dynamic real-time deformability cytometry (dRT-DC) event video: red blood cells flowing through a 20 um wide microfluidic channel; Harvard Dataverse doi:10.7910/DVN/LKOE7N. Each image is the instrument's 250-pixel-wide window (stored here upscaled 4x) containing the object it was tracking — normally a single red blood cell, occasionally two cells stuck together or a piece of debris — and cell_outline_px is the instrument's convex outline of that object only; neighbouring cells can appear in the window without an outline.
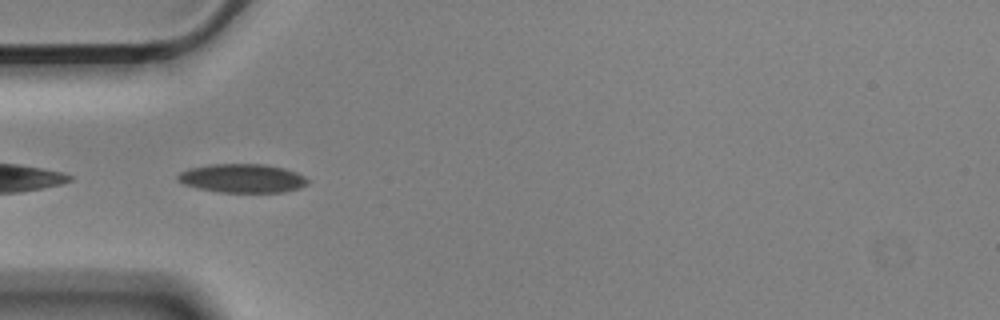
{"species": "Egyptian fruit bat (a non-hibernating species)", "species_latin": "Rousettus aegyptiacus", "temperature_condition": "cold", "stored_images_in_passage": 11, "camera_frame_rate_fps": 3000, "um_per_image_px": 0.085, "animal": {"sex": "male"}, "frame": {"image": 1, "passage_image": 2, "time_ms": 0.333, "image_size_px": [1000, 320], "cell_outline_px": [[308, 184], [300, 188], [284, 192], [220, 192], [200, 188], [184, 184], [176, 180], [176, 176], [180, 172], [188, 168], [212, 164], [264, 164], [284, 168], [296, 172], [304, 176], [308, 180]], "centroid_in_image_um": [20.6, 15.15], "position_along_channel_um": 64.4, "area_um2": 21.79}}
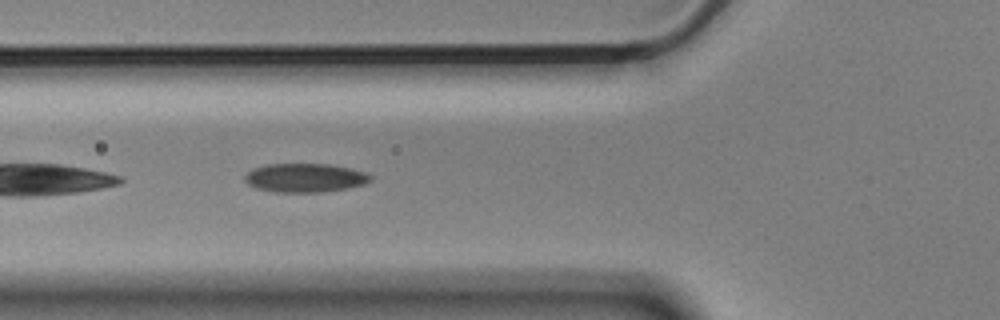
{"frame": {"image": 2, "passage_image": 5, "time_ms": 1.333, "image_size_px": [1000, 320], "cell_outline_px": [[372, 180], [364, 184], [348, 188], [320, 192], [276, 192], [256, 188], [248, 184], [244, 180], [244, 176], [252, 168], [268, 164], [328, 164], [352, 168], [364, 172], [372, 176]], "centroid_in_image_um": [25.92, 15.11], "position_along_channel_um": 99.9, "area_um2": 21.15}}
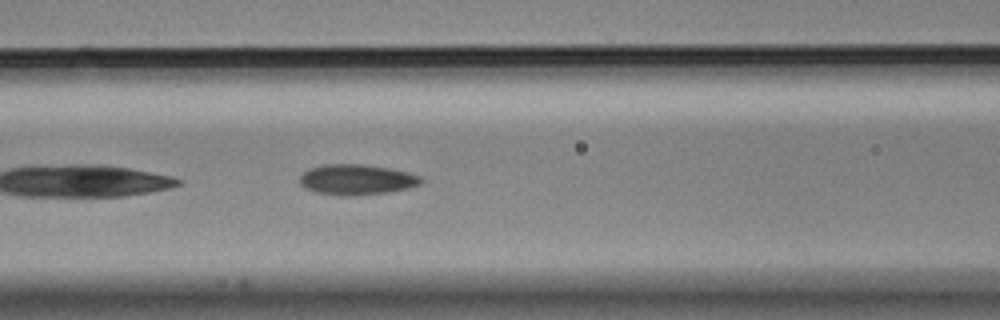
{"frame": {"image": 3, "passage_image": 8, "time_ms": 2.333, "image_size_px": [1000, 320], "cell_outline_px": [[424, 180], [420, 184], [408, 188], [388, 192], [352, 196], [344, 196], [316, 192], [300, 184], [300, 176], [308, 168], [324, 164], [360, 164], [388, 168], [408, 172], [420, 176]], "centroid_in_image_um": [30.32, 15.26], "position_along_channel_um": 136.3, "area_um2": 21.44}}